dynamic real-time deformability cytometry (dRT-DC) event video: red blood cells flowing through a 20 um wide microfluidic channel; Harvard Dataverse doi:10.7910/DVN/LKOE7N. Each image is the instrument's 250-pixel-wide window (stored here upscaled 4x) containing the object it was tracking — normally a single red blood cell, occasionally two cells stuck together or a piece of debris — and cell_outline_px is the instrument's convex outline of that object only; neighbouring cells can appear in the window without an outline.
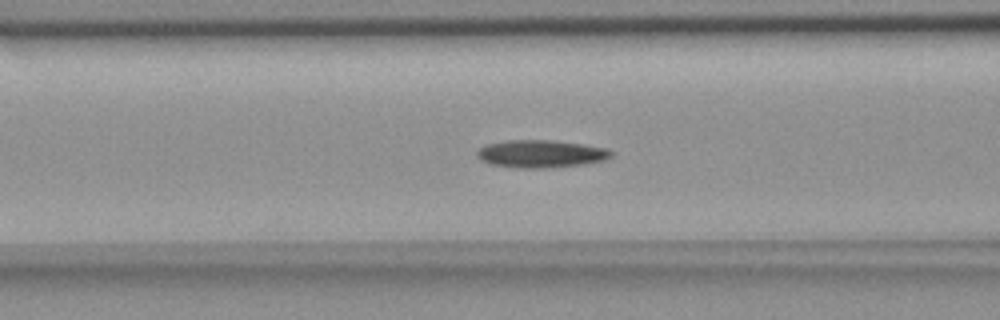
{"species": "common noctule bat (a hibernating species)", "species_latin": "Nyctalus noctula", "temperature_condition": "room temperature", "stored_images_in_passage": 42, "camera_frame_rate_fps": 3000, "um_per_image_px": 0.085, "animal": {"sex": "female", "body_mass_g": 18.4}, "frame": {"image": 1, "passage_image": 8, "time_ms": 2.333, "image_size_px": [1000, 320], "cell_outline_px": [[616, 152], [612, 156], [604, 160], [584, 164], [544, 168], [512, 168], [492, 164], [480, 160], [476, 156], [476, 152], [480, 148], [488, 144], [508, 140], [552, 140], [580, 144], [604, 148]], "centroid_in_image_um": [45.96, 13.08], "position_along_channel_um": 120.6, "area_um2": 21.56}}
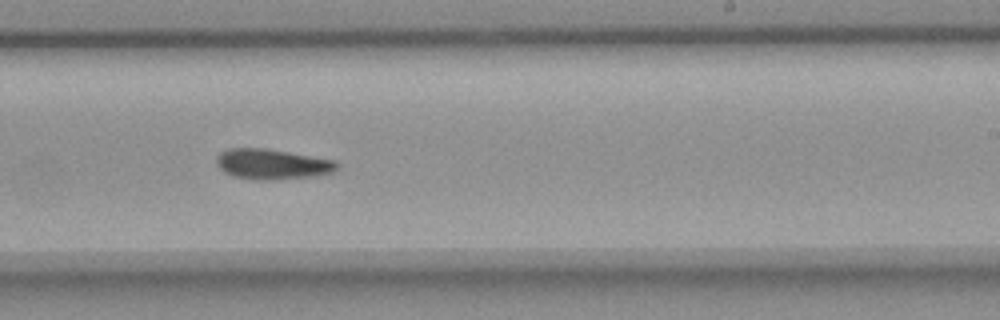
{"frame": {"image": 2, "passage_image": 20, "time_ms": 6.333, "image_size_px": [1000, 320], "cell_outline_px": [[340, 168], [332, 172], [316, 176], [276, 180], [252, 180], [232, 176], [224, 172], [216, 164], [216, 156], [220, 152], [228, 148], [264, 148], [336, 160], [340, 164]], "centroid_in_image_um": [23.14, 13.96], "position_along_channel_um": 265.9, "area_um2": 21.68}}
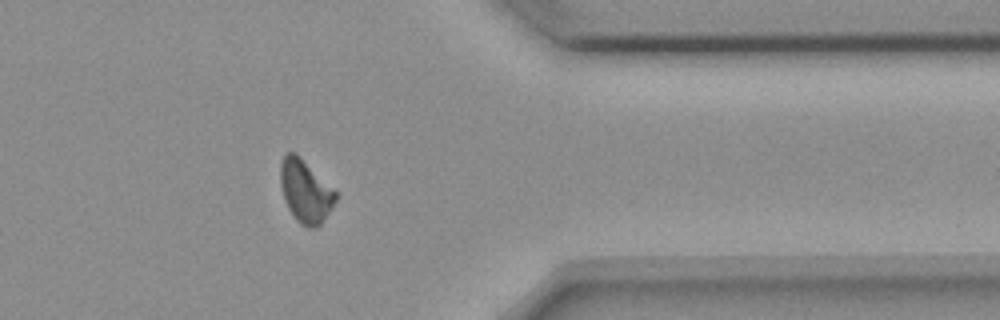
{"frame": {"image": 3, "passage_image": 31, "time_ms": 10.0, "image_size_px": [1000, 320], "cell_outline_px": [[336, 200], [320, 224], [316, 228], [308, 228], [300, 224], [296, 220], [288, 208], [284, 200], [280, 184], [280, 164], [284, 152], [296, 152], [336, 188]], "centroid_in_image_um": [25.95, 16.2], "position_along_channel_um": 385.4, "area_um2": 20.63}, "authors_computed_cell_mechanics": {"area_um2": 20.6057, "velocity_mm_per_s": 3.6397, "shape_relaxation_time_tau1_ms": 8.5962, "shape_relaxation_time_tau2_ms": null, "deformation_change_tau1": 0.1732, "deformation_change_tau2": null}}